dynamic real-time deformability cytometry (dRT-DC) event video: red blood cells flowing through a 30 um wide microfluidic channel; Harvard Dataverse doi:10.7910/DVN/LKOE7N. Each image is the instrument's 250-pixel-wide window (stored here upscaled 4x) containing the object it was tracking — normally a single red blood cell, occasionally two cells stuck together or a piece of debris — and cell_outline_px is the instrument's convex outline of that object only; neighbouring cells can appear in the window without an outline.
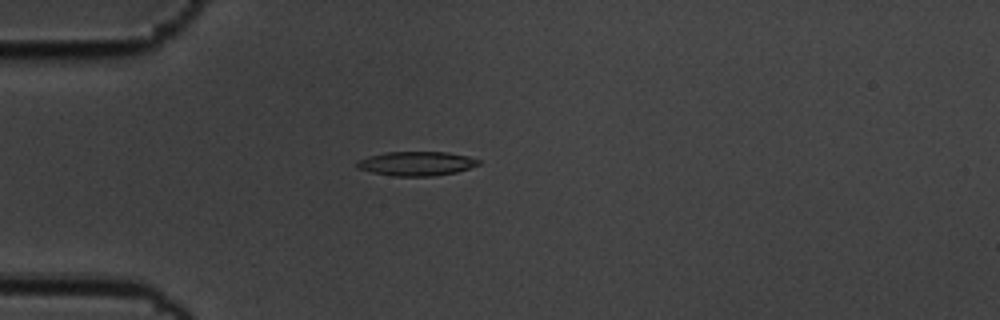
{"species": "common noctule bat (a hibernating species)", "species_latin": "Nyctalus noctula", "temperature_condition": "cold", "stored_images_in_passage": 46, "camera_frame_rate_fps": 3000, "um_per_image_px": 0.085, "animal": {"sex": "male", "body_mass_g": 19.5, "forearm_length_mm": 54.6}, "frame": {"image": 1, "passage_image": 4, "time_ms": 1.0, "image_size_px": [1000, 320], "cell_outline_px": [[480, 164], [456, 172], [432, 176], [392, 176], [372, 172], [356, 168], [356, 160], [368, 156], [384, 152], [448, 152], [468, 156], [480, 160]], "centroid_in_image_um": [35.36, 13.9], "position_along_channel_um": 49.6, "area_um2": 17.22}}
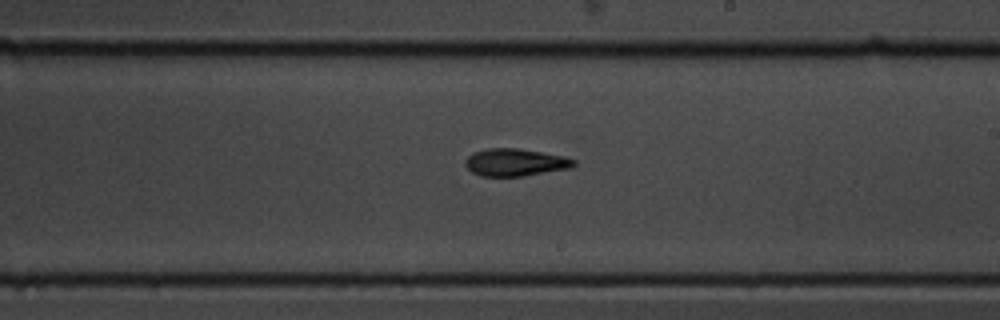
{"frame": {"image": 2, "passage_image": 22, "time_ms": 7.0, "image_size_px": [1000, 320], "cell_outline_px": [[576, 164], [572, 168], [524, 176], [480, 176], [472, 172], [464, 164], [464, 160], [472, 152], [488, 148], [516, 148], [564, 156], [576, 160]], "centroid_in_image_um": [43.79, 13.8], "position_along_channel_um": 245.2, "area_um2": 17.46}}
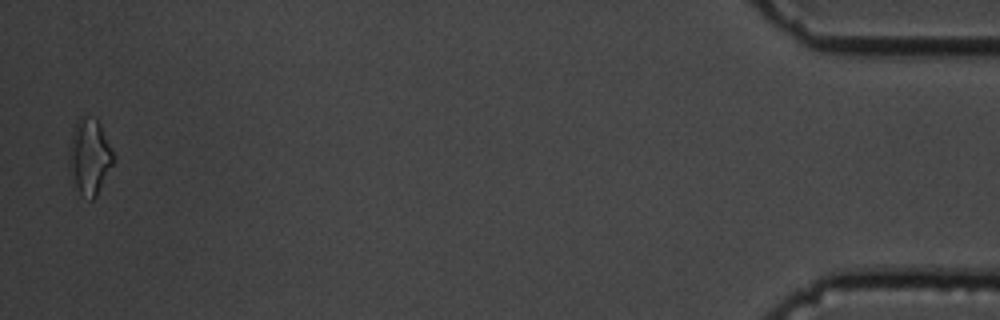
{"frame": {"image": 3, "passage_image": 45, "time_ms": 14.667, "image_size_px": [1000, 320], "cell_outline_px": [[116, 160], [96, 196], [92, 200], [88, 200], [80, 196], [68, 168], [68, 152], [72, 132], [76, 120], [84, 112], [96, 116], [112, 148]], "centroid_in_image_um": [7.61, 13.27], "position_along_channel_um": 427.6, "area_um2": 20.4}, "authors_computed_cell_mechanics": {"area_um2": 17.0221, "velocity_mm_per_s": 3.4829, "shape_relaxation_time_tau1_ms": 3.403, "shape_relaxation_time_tau2_ms": 10.4284, "deformation_change_tau1": 0.1625, "deformation_change_tau2": 0.2431}}